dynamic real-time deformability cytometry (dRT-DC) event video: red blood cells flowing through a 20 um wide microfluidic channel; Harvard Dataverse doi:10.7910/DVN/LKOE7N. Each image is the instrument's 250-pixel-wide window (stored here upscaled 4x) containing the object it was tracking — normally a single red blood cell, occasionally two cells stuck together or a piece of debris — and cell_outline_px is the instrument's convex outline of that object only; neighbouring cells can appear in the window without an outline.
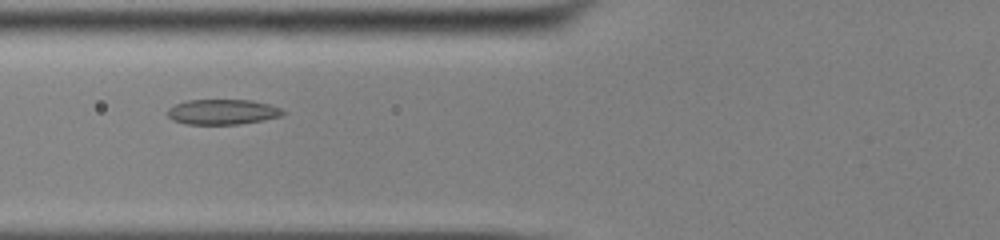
{"species": "common noctule bat (a hibernating species)", "species_latin": "Nyctalus noctula", "temperature_condition": "cold", "stored_images_in_passage": 48, "camera_frame_rate_fps": 3000, "um_per_image_px": 0.085, "animal": {"sex": "male", "body_mass_g": 13.0, "forearm_length_mm": 53.1}, "frame": {"image": 1, "passage_image": 16, "time_ms": 5.0, "image_size_px": [1000, 240], "cell_outline_px": [[288, 112], [280, 116], [264, 120], [240, 124], [188, 124], [172, 120], [168, 116], [168, 108], [176, 104], [188, 100], [252, 100], [268, 104], [280, 108]], "centroid_in_image_um": [18.94, 9.51], "position_along_channel_um": 106.9, "area_um2": 16.94}}
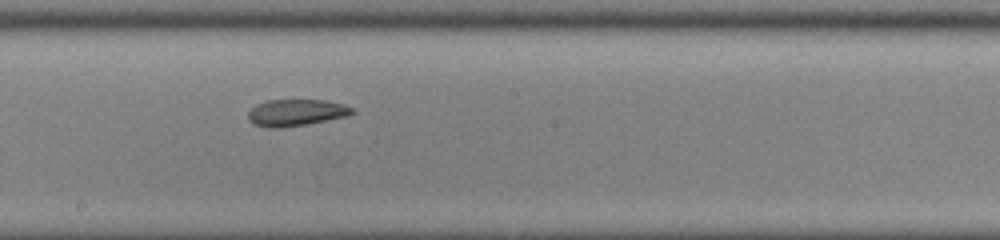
{"frame": {"image": 2, "passage_image": 25, "time_ms": 8.0, "image_size_px": [1000, 240], "cell_outline_px": [[356, 112], [348, 116], [284, 128], [268, 128], [256, 124], [248, 120], [248, 112], [256, 104], [268, 100], [324, 100], [344, 104], [352, 108]], "centroid_in_image_um": [25.17, 9.57], "position_along_channel_um": 223.0, "area_um2": 16.18}}
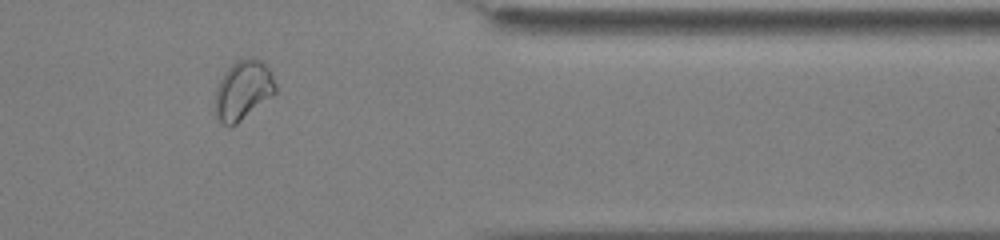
{"frame": {"image": 3, "passage_image": 39, "time_ms": 12.667, "image_size_px": [1000, 240], "cell_outline_px": [[276, 92], [272, 96], [232, 128], [228, 128], [216, 116], [216, 88], [224, 72], [236, 60], [248, 56], [252, 56], [260, 60], [272, 72], [276, 84]], "centroid_in_image_um": [20.68, 7.65], "position_along_channel_um": 390.7, "area_um2": 21.04}}